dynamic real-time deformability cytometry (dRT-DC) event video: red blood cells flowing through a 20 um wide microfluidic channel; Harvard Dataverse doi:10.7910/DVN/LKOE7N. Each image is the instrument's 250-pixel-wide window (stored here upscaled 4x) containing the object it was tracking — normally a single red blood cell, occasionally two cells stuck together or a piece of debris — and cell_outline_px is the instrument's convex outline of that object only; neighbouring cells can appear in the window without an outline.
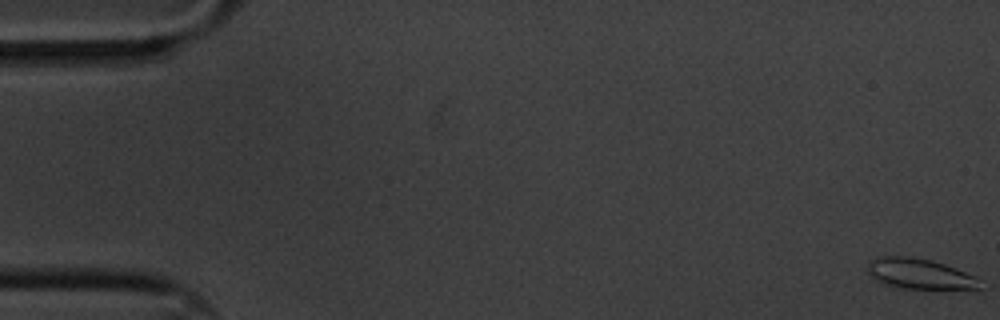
{"species": "common noctule bat (a hibernating species)", "species_latin": "Nyctalus noctula", "temperature_condition": "cold", "stored_images_in_passage": 4, "camera_frame_rate_fps": 3000, "um_per_image_px": 0.085, "animal": {"sex": "male", "body_mass_g": 20.1, "forearm_length_mm": 53.5}, "frame": {"image": 1, "passage_image": 1, "time_ms": 0.0, "image_size_px": [1000, 320], "cell_outline_px": [[980, 288], [892, 288], [868, 276], [868, 260], [876, 256], [908, 256], [932, 260], [956, 268], [972, 276]], "centroid_in_image_um": [77.99, 23.25], "position_along_channel_um": 7.0, "area_um2": 19.65}}